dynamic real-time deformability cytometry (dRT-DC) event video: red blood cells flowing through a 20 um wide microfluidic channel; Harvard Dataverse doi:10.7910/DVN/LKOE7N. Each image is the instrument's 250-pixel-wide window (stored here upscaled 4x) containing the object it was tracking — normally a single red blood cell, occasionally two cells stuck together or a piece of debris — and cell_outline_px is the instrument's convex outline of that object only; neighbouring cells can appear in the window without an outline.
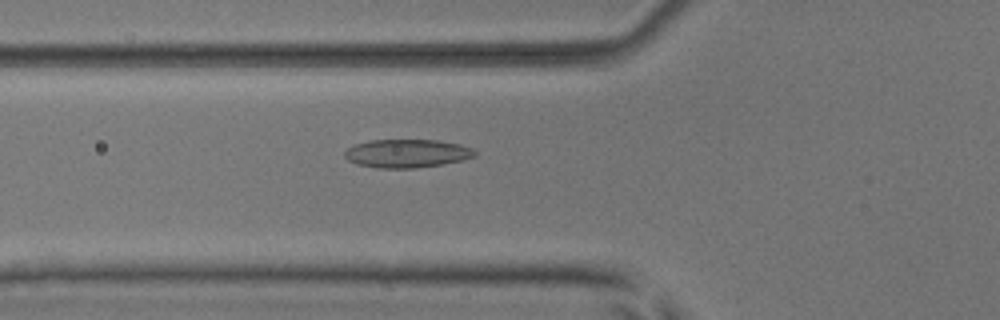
{"species": "common noctule bat (a hibernating species)", "species_latin": "Nyctalus noctula", "temperature_condition": "room temperature", "stored_images_in_passage": 35, "camera_frame_rate_fps": 3000, "um_per_image_px": 0.085, "animal": {"sex": "male", "body_mass_g": 17.9, "forearm_length_mm": 54.2}, "frame": {"image": 1, "passage_image": 2, "time_ms": 0.333, "image_size_px": [1000, 320], "cell_outline_px": [[476, 156], [460, 160], [440, 164], [412, 168], [380, 168], [356, 164], [348, 160], [344, 156], [344, 152], [348, 148], [356, 144], [372, 140], [436, 140], [460, 144], [472, 148], [476, 152]], "centroid_in_image_um": [34.57, 13.04], "position_along_channel_um": 91.2, "area_um2": 21.27}}
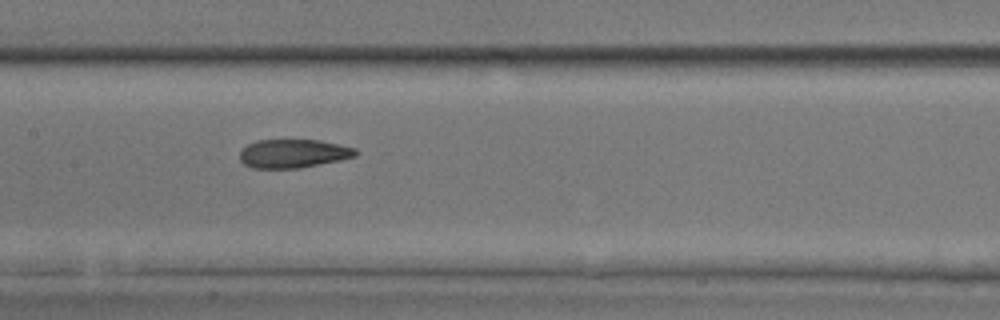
{"frame": {"image": 2, "passage_image": 9, "time_ms": 2.667, "image_size_px": [1000, 320], "cell_outline_px": [[360, 152], [356, 156], [340, 160], [300, 168], [252, 168], [244, 164], [240, 160], [240, 152], [248, 144], [256, 140], [320, 140], [356, 148]], "centroid_in_image_um": [24.95, 13.05], "position_along_channel_um": 182.4, "area_um2": 19.36}}
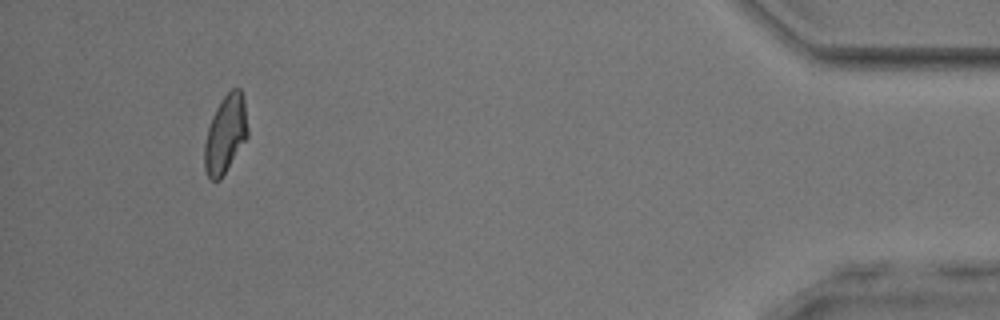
{"frame": {"image": 3, "passage_image": 32, "time_ms": 10.333, "image_size_px": [1000, 320], "cell_outline_px": [[248, 136], [220, 180], [212, 180], [208, 176], [204, 168], [204, 144], [208, 128], [212, 116], [216, 108], [224, 96], [232, 88], [240, 88], [244, 96], [248, 128]], "centroid_in_image_um": [19.17, 11.39], "position_along_channel_um": 416.0, "area_um2": 19.59}}